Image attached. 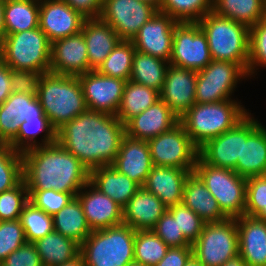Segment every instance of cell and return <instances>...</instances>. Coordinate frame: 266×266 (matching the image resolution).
Segmentation results:
<instances>
[{
	"mask_svg": "<svg viewBox=\"0 0 266 266\" xmlns=\"http://www.w3.org/2000/svg\"><path fill=\"white\" fill-rule=\"evenodd\" d=\"M125 135L115 115L87 110L56 130V142L91 171L114 162Z\"/></svg>",
	"mask_w": 266,
	"mask_h": 266,
	"instance_id": "1",
	"label": "cell"
},
{
	"mask_svg": "<svg viewBox=\"0 0 266 266\" xmlns=\"http://www.w3.org/2000/svg\"><path fill=\"white\" fill-rule=\"evenodd\" d=\"M27 190H56L77 194L89 181L90 171L57 142L22 153Z\"/></svg>",
	"mask_w": 266,
	"mask_h": 266,
	"instance_id": "2",
	"label": "cell"
},
{
	"mask_svg": "<svg viewBox=\"0 0 266 266\" xmlns=\"http://www.w3.org/2000/svg\"><path fill=\"white\" fill-rule=\"evenodd\" d=\"M37 97L56 130L88 110L78 76L42 74Z\"/></svg>",
	"mask_w": 266,
	"mask_h": 266,
	"instance_id": "3",
	"label": "cell"
},
{
	"mask_svg": "<svg viewBox=\"0 0 266 266\" xmlns=\"http://www.w3.org/2000/svg\"><path fill=\"white\" fill-rule=\"evenodd\" d=\"M249 112L236 100L215 103H195L181 117L192 143L199 149L208 140L232 129Z\"/></svg>",
	"mask_w": 266,
	"mask_h": 266,
	"instance_id": "4",
	"label": "cell"
},
{
	"mask_svg": "<svg viewBox=\"0 0 266 266\" xmlns=\"http://www.w3.org/2000/svg\"><path fill=\"white\" fill-rule=\"evenodd\" d=\"M197 23L206 34L212 60L234 62L247 73L250 27L213 11Z\"/></svg>",
	"mask_w": 266,
	"mask_h": 266,
	"instance_id": "5",
	"label": "cell"
},
{
	"mask_svg": "<svg viewBox=\"0 0 266 266\" xmlns=\"http://www.w3.org/2000/svg\"><path fill=\"white\" fill-rule=\"evenodd\" d=\"M136 230L128 225L92 231L80 245L85 266H126L134 261Z\"/></svg>",
	"mask_w": 266,
	"mask_h": 266,
	"instance_id": "6",
	"label": "cell"
},
{
	"mask_svg": "<svg viewBox=\"0 0 266 266\" xmlns=\"http://www.w3.org/2000/svg\"><path fill=\"white\" fill-rule=\"evenodd\" d=\"M52 43L39 28L5 35L0 59L13 70L50 72Z\"/></svg>",
	"mask_w": 266,
	"mask_h": 266,
	"instance_id": "7",
	"label": "cell"
},
{
	"mask_svg": "<svg viewBox=\"0 0 266 266\" xmlns=\"http://www.w3.org/2000/svg\"><path fill=\"white\" fill-rule=\"evenodd\" d=\"M214 196L222 213L227 218L244 215L247 179L234 170L206 164L197 157L193 171Z\"/></svg>",
	"mask_w": 266,
	"mask_h": 266,
	"instance_id": "8",
	"label": "cell"
},
{
	"mask_svg": "<svg viewBox=\"0 0 266 266\" xmlns=\"http://www.w3.org/2000/svg\"><path fill=\"white\" fill-rule=\"evenodd\" d=\"M192 249L203 266H222L239 254L237 220L206 223Z\"/></svg>",
	"mask_w": 266,
	"mask_h": 266,
	"instance_id": "9",
	"label": "cell"
},
{
	"mask_svg": "<svg viewBox=\"0 0 266 266\" xmlns=\"http://www.w3.org/2000/svg\"><path fill=\"white\" fill-rule=\"evenodd\" d=\"M147 142L153 166L194 171L198 148L192 143L180 122Z\"/></svg>",
	"mask_w": 266,
	"mask_h": 266,
	"instance_id": "10",
	"label": "cell"
},
{
	"mask_svg": "<svg viewBox=\"0 0 266 266\" xmlns=\"http://www.w3.org/2000/svg\"><path fill=\"white\" fill-rule=\"evenodd\" d=\"M248 78L247 73L236 63L212 60L197 72L196 103H215L231 100L237 83Z\"/></svg>",
	"mask_w": 266,
	"mask_h": 266,
	"instance_id": "11",
	"label": "cell"
},
{
	"mask_svg": "<svg viewBox=\"0 0 266 266\" xmlns=\"http://www.w3.org/2000/svg\"><path fill=\"white\" fill-rule=\"evenodd\" d=\"M212 61L206 34L197 22H178L173 34L170 65L191 69H204Z\"/></svg>",
	"mask_w": 266,
	"mask_h": 266,
	"instance_id": "12",
	"label": "cell"
},
{
	"mask_svg": "<svg viewBox=\"0 0 266 266\" xmlns=\"http://www.w3.org/2000/svg\"><path fill=\"white\" fill-rule=\"evenodd\" d=\"M157 12L154 6L141 0H103L99 18L108 23L121 40L132 41Z\"/></svg>",
	"mask_w": 266,
	"mask_h": 266,
	"instance_id": "13",
	"label": "cell"
},
{
	"mask_svg": "<svg viewBox=\"0 0 266 266\" xmlns=\"http://www.w3.org/2000/svg\"><path fill=\"white\" fill-rule=\"evenodd\" d=\"M248 113L242 119V150L234 171L243 178L266 175V127Z\"/></svg>",
	"mask_w": 266,
	"mask_h": 266,
	"instance_id": "14",
	"label": "cell"
},
{
	"mask_svg": "<svg viewBox=\"0 0 266 266\" xmlns=\"http://www.w3.org/2000/svg\"><path fill=\"white\" fill-rule=\"evenodd\" d=\"M88 110L116 115L127 81L91 70L79 75Z\"/></svg>",
	"mask_w": 266,
	"mask_h": 266,
	"instance_id": "15",
	"label": "cell"
},
{
	"mask_svg": "<svg viewBox=\"0 0 266 266\" xmlns=\"http://www.w3.org/2000/svg\"><path fill=\"white\" fill-rule=\"evenodd\" d=\"M175 19L159 11L148 20L132 39L136 51L169 62L172 55Z\"/></svg>",
	"mask_w": 266,
	"mask_h": 266,
	"instance_id": "16",
	"label": "cell"
},
{
	"mask_svg": "<svg viewBox=\"0 0 266 266\" xmlns=\"http://www.w3.org/2000/svg\"><path fill=\"white\" fill-rule=\"evenodd\" d=\"M25 119H48L37 95L11 93L0 105V141L10 144Z\"/></svg>",
	"mask_w": 266,
	"mask_h": 266,
	"instance_id": "17",
	"label": "cell"
},
{
	"mask_svg": "<svg viewBox=\"0 0 266 266\" xmlns=\"http://www.w3.org/2000/svg\"><path fill=\"white\" fill-rule=\"evenodd\" d=\"M85 19L64 0H40L39 28L51 43L80 33Z\"/></svg>",
	"mask_w": 266,
	"mask_h": 266,
	"instance_id": "18",
	"label": "cell"
},
{
	"mask_svg": "<svg viewBox=\"0 0 266 266\" xmlns=\"http://www.w3.org/2000/svg\"><path fill=\"white\" fill-rule=\"evenodd\" d=\"M76 197L82 205L91 231L123 224V208L103 194L90 181L77 193Z\"/></svg>",
	"mask_w": 266,
	"mask_h": 266,
	"instance_id": "19",
	"label": "cell"
},
{
	"mask_svg": "<svg viewBox=\"0 0 266 266\" xmlns=\"http://www.w3.org/2000/svg\"><path fill=\"white\" fill-rule=\"evenodd\" d=\"M87 46L82 32L52 43L50 72L79 76L90 72Z\"/></svg>",
	"mask_w": 266,
	"mask_h": 266,
	"instance_id": "20",
	"label": "cell"
},
{
	"mask_svg": "<svg viewBox=\"0 0 266 266\" xmlns=\"http://www.w3.org/2000/svg\"><path fill=\"white\" fill-rule=\"evenodd\" d=\"M197 72L169 65L160 99L179 117L195 103Z\"/></svg>",
	"mask_w": 266,
	"mask_h": 266,
	"instance_id": "21",
	"label": "cell"
},
{
	"mask_svg": "<svg viewBox=\"0 0 266 266\" xmlns=\"http://www.w3.org/2000/svg\"><path fill=\"white\" fill-rule=\"evenodd\" d=\"M178 123L179 116L159 99L145 111L131 118L125 124V133L131 138L148 141Z\"/></svg>",
	"mask_w": 266,
	"mask_h": 266,
	"instance_id": "22",
	"label": "cell"
},
{
	"mask_svg": "<svg viewBox=\"0 0 266 266\" xmlns=\"http://www.w3.org/2000/svg\"><path fill=\"white\" fill-rule=\"evenodd\" d=\"M111 165L142 187L153 168L148 142L125 135Z\"/></svg>",
	"mask_w": 266,
	"mask_h": 266,
	"instance_id": "23",
	"label": "cell"
},
{
	"mask_svg": "<svg viewBox=\"0 0 266 266\" xmlns=\"http://www.w3.org/2000/svg\"><path fill=\"white\" fill-rule=\"evenodd\" d=\"M242 150V120L232 129L208 140L198 149V156L208 165L234 170Z\"/></svg>",
	"mask_w": 266,
	"mask_h": 266,
	"instance_id": "24",
	"label": "cell"
},
{
	"mask_svg": "<svg viewBox=\"0 0 266 266\" xmlns=\"http://www.w3.org/2000/svg\"><path fill=\"white\" fill-rule=\"evenodd\" d=\"M191 173L188 169L153 166L142 187L169 208L182 203L185 182Z\"/></svg>",
	"mask_w": 266,
	"mask_h": 266,
	"instance_id": "25",
	"label": "cell"
},
{
	"mask_svg": "<svg viewBox=\"0 0 266 266\" xmlns=\"http://www.w3.org/2000/svg\"><path fill=\"white\" fill-rule=\"evenodd\" d=\"M235 219L239 254L247 266H266V221L246 215Z\"/></svg>",
	"mask_w": 266,
	"mask_h": 266,
	"instance_id": "26",
	"label": "cell"
},
{
	"mask_svg": "<svg viewBox=\"0 0 266 266\" xmlns=\"http://www.w3.org/2000/svg\"><path fill=\"white\" fill-rule=\"evenodd\" d=\"M166 211L156 195L140 187L123 208V224L134 230H151Z\"/></svg>",
	"mask_w": 266,
	"mask_h": 266,
	"instance_id": "27",
	"label": "cell"
},
{
	"mask_svg": "<svg viewBox=\"0 0 266 266\" xmlns=\"http://www.w3.org/2000/svg\"><path fill=\"white\" fill-rule=\"evenodd\" d=\"M81 32L87 46L89 67L97 70L121 39L117 32L100 18L85 19Z\"/></svg>",
	"mask_w": 266,
	"mask_h": 266,
	"instance_id": "28",
	"label": "cell"
},
{
	"mask_svg": "<svg viewBox=\"0 0 266 266\" xmlns=\"http://www.w3.org/2000/svg\"><path fill=\"white\" fill-rule=\"evenodd\" d=\"M90 182L122 208L140 188L136 182L118 172L112 165L91 170Z\"/></svg>",
	"mask_w": 266,
	"mask_h": 266,
	"instance_id": "29",
	"label": "cell"
},
{
	"mask_svg": "<svg viewBox=\"0 0 266 266\" xmlns=\"http://www.w3.org/2000/svg\"><path fill=\"white\" fill-rule=\"evenodd\" d=\"M182 203L205 223L221 222L227 219L214 196L194 172L188 176L185 182Z\"/></svg>",
	"mask_w": 266,
	"mask_h": 266,
	"instance_id": "30",
	"label": "cell"
},
{
	"mask_svg": "<svg viewBox=\"0 0 266 266\" xmlns=\"http://www.w3.org/2000/svg\"><path fill=\"white\" fill-rule=\"evenodd\" d=\"M43 266H59L80 256V245L58 232H51L33 242Z\"/></svg>",
	"mask_w": 266,
	"mask_h": 266,
	"instance_id": "31",
	"label": "cell"
},
{
	"mask_svg": "<svg viewBox=\"0 0 266 266\" xmlns=\"http://www.w3.org/2000/svg\"><path fill=\"white\" fill-rule=\"evenodd\" d=\"M54 231L76 241L79 245L91 234L82 205L74 197L66 206L52 216Z\"/></svg>",
	"mask_w": 266,
	"mask_h": 266,
	"instance_id": "32",
	"label": "cell"
},
{
	"mask_svg": "<svg viewBox=\"0 0 266 266\" xmlns=\"http://www.w3.org/2000/svg\"><path fill=\"white\" fill-rule=\"evenodd\" d=\"M160 99V91L128 80L116 117L125 125Z\"/></svg>",
	"mask_w": 266,
	"mask_h": 266,
	"instance_id": "33",
	"label": "cell"
},
{
	"mask_svg": "<svg viewBox=\"0 0 266 266\" xmlns=\"http://www.w3.org/2000/svg\"><path fill=\"white\" fill-rule=\"evenodd\" d=\"M40 0H5V35L39 27Z\"/></svg>",
	"mask_w": 266,
	"mask_h": 266,
	"instance_id": "34",
	"label": "cell"
},
{
	"mask_svg": "<svg viewBox=\"0 0 266 266\" xmlns=\"http://www.w3.org/2000/svg\"><path fill=\"white\" fill-rule=\"evenodd\" d=\"M212 11L248 27L266 17L264 0H213Z\"/></svg>",
	"mask_w": 266,
	"mask_h": 266,
	"instance_id": "35",
	"label": "cell"
},
{
	"mask_svg": "<svg viewBox=\"0 0 266 266\" xmlns=\"http://www.w3.org/2000/svg\"><path fill=\"white\" fill-rule=\"evenodd\" d=\"M169 62L136 51L133 58L130 80L161 91Z\"/></svg>",
	"mask_w": 266,
	"mask_h": 266,
	"instance_id": "36",
	"label": "cell"
},
{
	"mask_svg": "<svg viewBox=\"0 0 266 266\" xmlns=\"http://www.w3.org/2000/svg\"><path fill=\"white\" fill-rule=\"evenodd\" d=\"M45 133L41 143L36 140L37 135ZM56 143V129L49 119H25L19 126L17 137L9 144L21 153L34 147L47 146Z\"/></svg>",
	"mask_w": 266,
	"mask_h": 266,
	"instance_id": "37",
	"label": "cell"
},
{
	"mask_svg": "<svg viewBox=\"0 0 266 266\" xmlns=\"http://www.w3.org/2000/svg\"><path fill=\"white\" fill-rule=\"evenodd\" d=\"M136 49L132 41L121 40L97 71L105 76L130 80Z\"/></svg>",
	"mask_w": 266,
	"mask_h": 266,
	"instance_id": "38",
	"label": "cell"
},
{
	"mask_svg": "<svg viewBox=\"0 0 266 266\" xmlns=\"http://www.w3.org/2000/svg\"><path fill=\"white\" fill-rule=\"evenodd\" d=\"M169 247L152 230H136L134 261L145 266H155L166 255Z\"/></svg>",
	"mask_w": 266,
	"mask_h": 266,
	"instance_id": "39",
	"label": "cell"
},
{
	"mask_svg": "<svg viewBox=\"0 0 266 266\" xmlns=\"http://www.w3.org/2000/svg\"><path fill=\"white\" fill-rule=\"evenodd\" d=\"M213 9V0H163L160 13L178 22H198Z\"/></svg>",
	"mask_w": 266,
	"mask_h": 266,
	"instance_id": "40",
	"label": "cell"
},
{
	"mask_svg": "<svg viewBox=\"0 0 266 266\" xmlns=\"http://www.w3.org/2000/svg\"><path fill=\"white\" fill-rule=\"evenodd\" d=\"M22 180V153L9 144H3L0 146V193L14 188Z\"/></svg>",
	"mask_w": 266,
	"mask_h": 266,
	"instance_id": "41",
	"label": "cell"
},
{
	"mask_svg": "<svg viewBox=\"0 0 266 266\" xmlns=\"http://www.w3.org/2000/svg\"><path fill=\"white\" fill-rule=\"evenodd\" d=\"M20 221L29 243H33L54 231L52 216L42 209L36 208L31 202L24 206Z\"/></svg>",
	"mask_w": 266,
	"mask_h": 266,
	"instance_id": "42",
	"label": "cell"
},
{
	"mask_svg": "<svg viewBox=\"0 0 266 266\" xmlns=\"http://www.w3.org/2000/svg\"><path fill=\"white\" fill-rule=\"evenodd\" d=\"M244 215L266 221V175L247 178Z\"/></svg>",
	"mask_w": 266,
	"mask_h": 266,
	"instance_id": "43",
	"label": "cell"
},
{
	"mask_svg": "<svg viewBox=\"0 0 266 266\" xmlns=\"http://www.w3.org/2000/svg\"><path fill=\"white\" fill-rule=\"evenodd\" d=\"M28 202L29 193L24 180L14 188L0 193V221L20 219L21 212Z\"/></svg>",
	"mask_w": 266,
	"mask_h": 266,
	"instance_id": "44",
	"label": "cell"
},
{
	"mask_svg": "<svg viewBox=\"0 0 266 266\" xmlns=\"http://www.w3.org/2000/svg\"><path fill=\"white\" fill-rule=\"evenodd\" d=\"M259 66L266 67V17L250 27L248 77L255 76Z\"/></svg>",
	"mask_w": 266,
	"mask_h": 266,
	"instance_id": "45",
	"label": "cell"
},
{
	"mask_svg": "<svg viewBox=\"0 0 266 266\" xmlns=\"http://www.w3.org/2000/svg\"><path fill=\"white\" fill-rule=\"evenodd\" d=\"M167 211L177 217L179 231H182L185 239L192 245L202 232L206 224L196 213L183 203L167 208Z\"/></svg>",
	"mask_w": 266,
	"mask_h": 266,
	"instance_id": "46",
	"label": "cell"
},
{
	"mask_svg": "<svg viewBox=\"0 0 266 266\" xmlns=\"http://www.w3.org/2000/svg\"><path fill=\"white\" fill-rule=\"evenodd\" d=\"M28 193L29 202L51 216L59 212L77 195L56 190H28Z\"/></svg>",
	"mask_w": 266,
	"mask_h": 266,
	"instance_id": "47",
	"label": "cell"
},
{
	"mask_svg": "<svg viewBox=\"0 0 266 266\" xmlns=\"http://www.w3.org/2000/svg\"><path fill=\"white\" fill-rule=\"evenodd\" d=\"M26 243L27 240L20 219L0 221V263Z\"/></svg>",
	"mask_w": 266,
	"mask_h": 266,
	"instance_id": "48",
	"label": "cell"
},
{
	"mask_svg": "<svg viewBox=\"0 0 266 266\" xmlns=\"http://www.w3.org/2000/svg\"><path fill=\"white\" fill-rule=\"evenodd\" d=\"M168 247H192L179 231L177 217L166 211L151 229Z\"/></svg>",
	"mask_w": 266,
	"mask_h": 266,
	"instance_id": "49",
	"label": "cell"
},
{
	"mask_svg": "<svg viewBox=\"0 0 266 266\" xmlns=\"http://www.w3.org/2000/svg\"><path fill=\"white\" fill-rule=\"evenodd\" d=\"M42 74L10 68V89L12 93L37 95L38 83Z\"/></svg>",
	"mask_w": 266,
	"mask_h": 266,
	"instance_id": "50",
	"label": "cell"
},
{
	"mask_svg": "<svg viewBox=\"0 0 266 266\" xmlns=\"http://www.w3.org/2000/svg\"><path fill=\"white\" fill-rule=\"evenodd\" d=\"M0 266H43V264L35 245L27 242L8 255Z\"/></svg>",
	"mask_w": 266,
	"mask_h": 266,
	"instance_id": "51",
	"label": "cell"
},
{
	"mask_svg": "<svg viewBox=\"0 0 266 266\" xmlns=\"http://www.w3.org/2000/svg\"><path fill=\"white\" fill-rule=\"evenodd\" d=\"M192 256V247H169L166 255L155 266H185Z\"/></svg>",
	"mask_w": 266,
	"mask_h": 266,
	"instance_id": "52",
	"label": "cell"
},
{
	"mask_svg": "<svg viewBox=\"0 0 266 266\" xmlns=\"http://www.w3.org/2000/svg\"><path fill=\"white\" fill-rule=\"evenodd\" d=\"M84 18H99L103 0H64Z\"/></svg>",
	"mask_w": 266,
	"mask_h": 266,
	"instance_id": "53",
	"label": "cell"
},
{
	"mask_svg": "<svg viewBox=\"0 0 266 266\" xmlns=\"http://www.w3.org/2000/svg\"><path fill=\"white\" fill-rule=\"evenodd\" d=\"M10 67L0 59V105L11 95Z\"/></svg>",
	"mask_w": 266,
	"mask_h": 266,
	"instance_id": "54",
	"label": "cell"
},
{
	"mask_svg": "<svg viewBox=\"0 0 266 266\" xmlns=\"http://www.w3.org/2000/svg\"><path fill=\"white\" fill-rule=\"evenodd\" d=\"M222 266H247V264L245 263L241 255L237 254L236 256L226 261Z\"/></svg>",
	"mask_w": 266,
	"mask_h": 266,
	"instance_id": "55",
	"label": "cell"
},
{
	"mask_svg": "<svg viewBox=\"0 0 266 266\" xmlns=\"http://www.w3.org/2000/svg\"><path fill=\"white\" fill-rule=\"evenodd\" d=\"M4 2L5 0H0V42L5 37Z\"/></svg>",
	"mask_w": 266,
	"mask_h": 266,
	"instance_id": "56",
	"label": "cell"
},
{
	"mask_svg": "<svg viewBox=\"0 0 266 266\" xmlns=\"http://www.w3.org/2000/svg\"><path fill=\"white\" fill-rule=\"evenodd\" d=\"M59 266H85L83 259L79 256L77 259L73 260L72 262L61 264Z\"/></svg>",
	"mask_w": 266,
	"mask_h": 266,
	"instance_id": "57",
	"label": "cell"
},
{
	"mask_svg": "<svg viewBox=\"0 0 266 266\" xmlns=\"http://www.w3.org/2000/svg\"><path fill=\"white\" fill-rule=\"evenodd\" d=\"M141 1L154 6L158 11L160 10L163 2V0H141Z\"/></svg>",
	"mask_w": 266,
	"mask_h": 266,
	"instance_id": "58",
	"label": "cell"
},
{
	"mask_svg": "<svg viewBox=\"0 0 266 266\" xmlns=\"http://www.w3.org/2000/svg\"><path fill=\"white\" fill-rule=\"evenodd\" d=\"M185 266H203L194 256H192Z\"/></svg>",
	"mask_w": 266,
	"mask_h": 266,
	"instance_id": "59",
	"label": "cell"
},
{
	"mask_svg": "<svg viewBox=\"0 0 266 266\" xmlns=\"http://www.w3.org/2000/svg\"><path fill=\"white\" fill-rule=\"evenodd\" d=\"M126 266H145V265L140 264V263H138V262H136V261H132V262H130L129 264H127Z\"/></svg>",
	"mask_w": 266,
	"mask_h": 266,
	"instance_id": "60",
	"label": "cell"
},
{
	"mask_svg": "<svg viewBox=\"0 0 266 266\" xmlns=\"http://www.w3.org/2000/svg\"><path fill=\"white\" fill-rule=\"evenodd\" d=\"M265 1V15H266V0H264Z\"/></svg>",
	"mask_w": 266,
	"mask_h": 266,
	"instance_id": "61",
	"label": "cell"
}]
</instances>
